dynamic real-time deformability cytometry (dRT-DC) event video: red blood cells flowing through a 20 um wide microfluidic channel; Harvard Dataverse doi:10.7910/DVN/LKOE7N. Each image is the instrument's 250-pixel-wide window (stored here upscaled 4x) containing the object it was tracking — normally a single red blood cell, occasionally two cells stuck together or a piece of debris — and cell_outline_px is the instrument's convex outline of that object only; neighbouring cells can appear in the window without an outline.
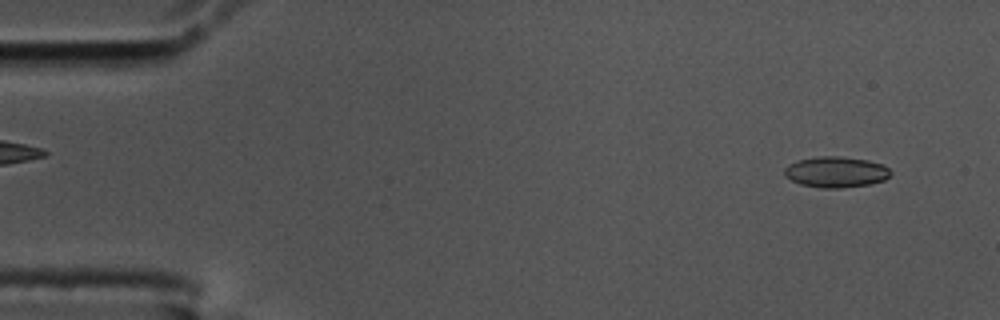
{"species": "common noctule bat (a hibernating species)", "species_latin": "Nyctalus noctula", "temperature_condition": "cold", "stored_images_in_passage": 56, "camera_frame_rate_fps": 3000, "um_per_image_px": 0.085, "animal": {"sex": "male", "body_mass_g": 17.5, "forearm_length_mm": 52.3}, "frame": {"image": 1, "passage_image": 4, "time_ms": 1.0, "image_size_px": [1000, 320], "cell_outline_px": [[892, 172], [884, 180], [868, 184], [840, 188], [820, 188], [800, 184], [784, 176], [784, 168], [788, 164], [800, 160], [820, 156], [840, 156], [868, 160], [884, 164]], "centroid_in_image_um": [71.05, 14.62], "position_along_channel_um": 14.0, "area_um2": 19.07}}
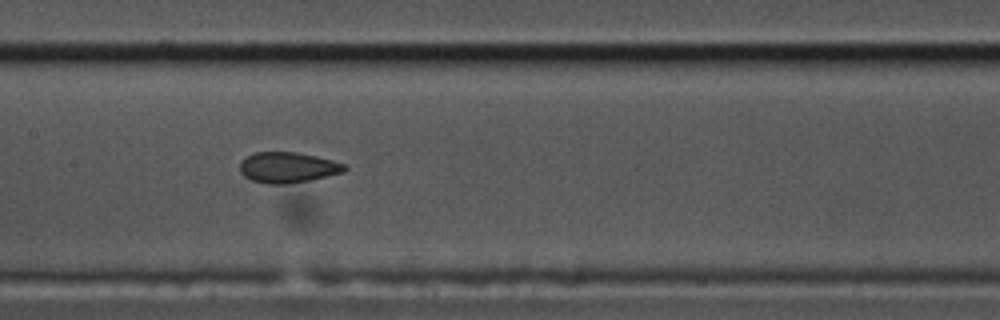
{"frame": {"image": 2, "passage_image": 27, "time_ms": 8.667, "image_size_px": [1000, 320], "cell_outline_px": [[348, 168], [344, 172], [308, 180], [284, 184], [268, 184], [252, 180], [244, 176], [240, 172], [240, 164], [248, 156], [256, 152], [296, 152], [316, 156], [348, 164]], "centroid_in_image_um": [24.5, 14.23], "position_along_channel_um": 182.9, "area_um2": 18.55}}
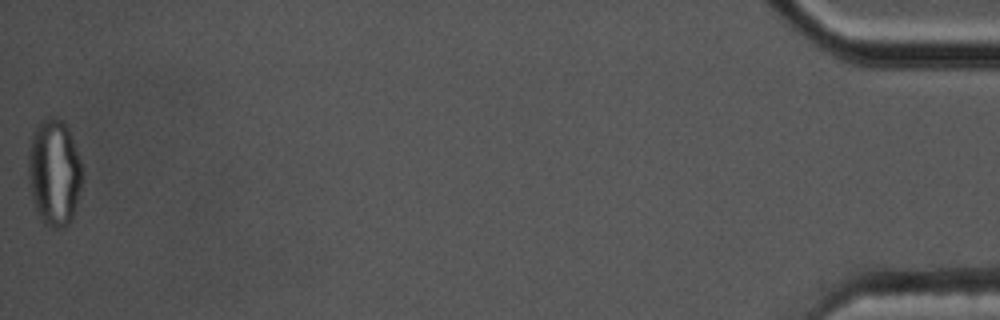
{"frame": {"image": 3, "passage_image": 56, "time_ms": 18.333, "image_size_px": [1000, 320], "cell_outline_px": [[80, 188], [72, 220], [64, 228], [52, 228], [44, 224], [36, 212], [32, 200], [28, 176], [28, 156], [32, 132], [40, 120], [48, 116], [56, 116], [64, 120], [68, 128], [80, 160]], "centroid_in_image_um": [4.57, 14.64], "position_along_channel_um": 430.6, "area_um2": 33.7}, "authors_computed_cell_mechanics": {"area_um2": 19.074, "velocity_mm_per_s": 3.5909, "shape_relaxation_time_tau1_ms": null, "shape_relaxation_time_tau2_ms": 1.6475, "deformation_change_tau1": null, "deformation_change_tau2": 0.0681}}